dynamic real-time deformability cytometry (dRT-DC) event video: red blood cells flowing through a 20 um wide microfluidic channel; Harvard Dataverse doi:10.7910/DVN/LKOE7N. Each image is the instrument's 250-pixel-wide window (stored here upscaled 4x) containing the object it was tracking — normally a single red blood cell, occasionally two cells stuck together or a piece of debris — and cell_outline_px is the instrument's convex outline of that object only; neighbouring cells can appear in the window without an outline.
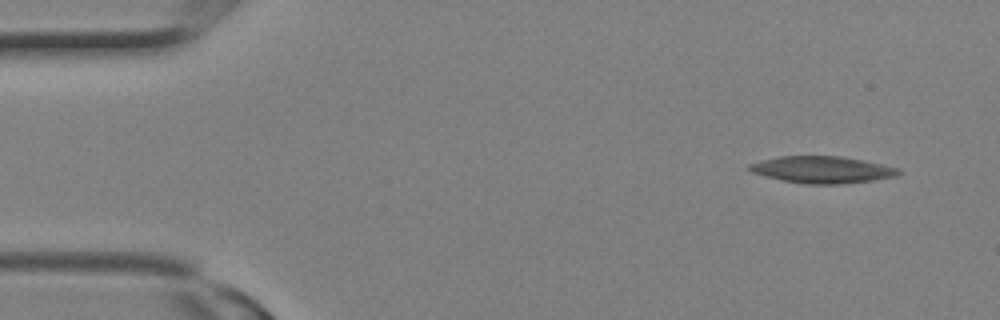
{"species": "Egyptian fruit bat (a non-hibernating species)", "species_latin": "Rousettus aegyptiacus", "temperature_condition": "room temperature", "stored_images_in_passage": 8, "camera_frame_rate_fps": 3000, "um_per_image_px": 0.085, "animal": {"sex": "female"}, "frame": {"image": 1, "passage_image": 1, "time_ms": 0.0, "image_size_px": [1000, 320], "cell_outline_px": [[900, 172], [896, 176], [876, 180], [844, 184], [804, 184], [764, 176], [752, 172], [748, 168], [748, 164], [760, 160], [780, 156], [840, 156], [864, 160], [900, 168]], "centroid_in_image_um": [69.9, 14.42], "position_along_channel_um": 15.1, "area_um2": 23.47}}
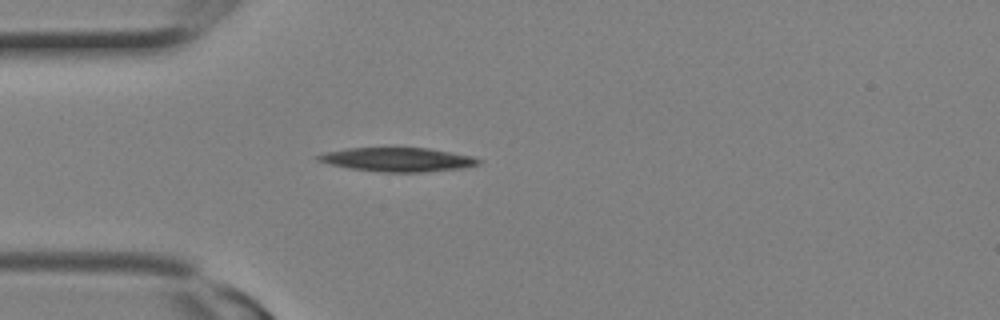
{"frame": {"image": 2, "passage_image": 6, "time_ms": 1.667, "image_size_px": [1000, 320], "cell_outline_px": [[480, 164], [460, 168], [420, 172], [384, 172], [352, 168], [332, 164], [316, 160], [316, 156], [328, 152], [348, 148], [388, 144], [428, 148], [472, 156], [480, 160]], "centroid_in_image_um": [33.78, 13.5], "position_along_channel_um": 51.2, "area_um2": 23.0}}
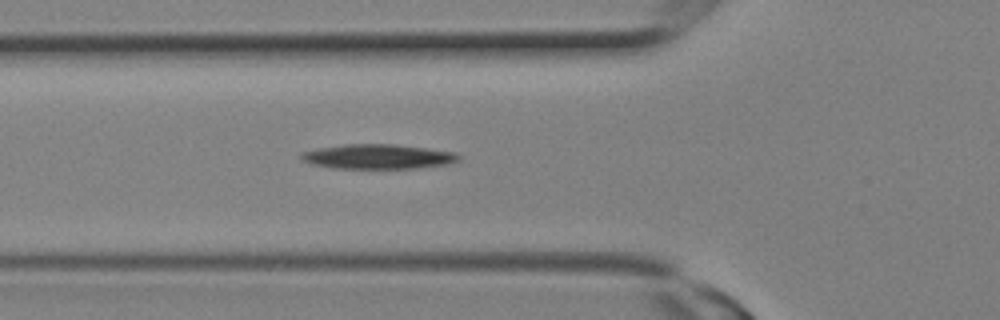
{"frame": {"image": 3, "passage_image": 8, "time_ms": 2.333, "image_size_px": [1000, 320], "cell_outline_px": [[460, 160], [448, 164], [416, 168], [332, 168], [312, 164], [304, 160], [300, 156], [300, 152], [316, 148], [344, 144], [392, 144], [428, 148], [456, 152], [460, 156]], "centroid_in_image_um": [32.13, 13.3], "position_along_channel_um": 93.7, "area_um2": 22.72}}